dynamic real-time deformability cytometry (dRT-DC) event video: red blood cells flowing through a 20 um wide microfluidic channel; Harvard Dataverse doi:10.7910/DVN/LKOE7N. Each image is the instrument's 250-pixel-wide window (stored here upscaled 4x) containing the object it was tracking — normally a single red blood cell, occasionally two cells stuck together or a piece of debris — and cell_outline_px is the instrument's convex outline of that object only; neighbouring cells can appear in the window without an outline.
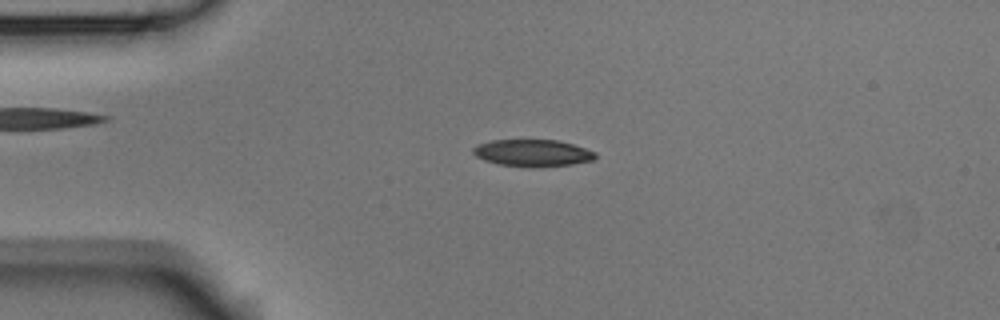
{"species": "Egyptian fruit bat (a non-hibernating species)", "species_latin": "Rousettus aegyptiacus", "temperature_condition": "room temperature", "stored_images_in_passage": 51, "camera_frame_rate_fps": 3000, "um_per_image_px": 0.085, "animal": {"sex": "male"}, "frame": {"image": 1, "passage_image": 10, "time_ms": 3.0, "image_size_px": [1000, 320], "cell_outline_px": [[596, 156], [592, 160], [572, 164], [500, 164], [484, 160], [476, 156], [472, 152], [472, 148], [476, 144], [492, 140], [560, 140], [596, 152]], "centroid_in_image_um": [45.23, 12.94], "position_along_channel_um": 39.8, "area_um2": 18.21}}
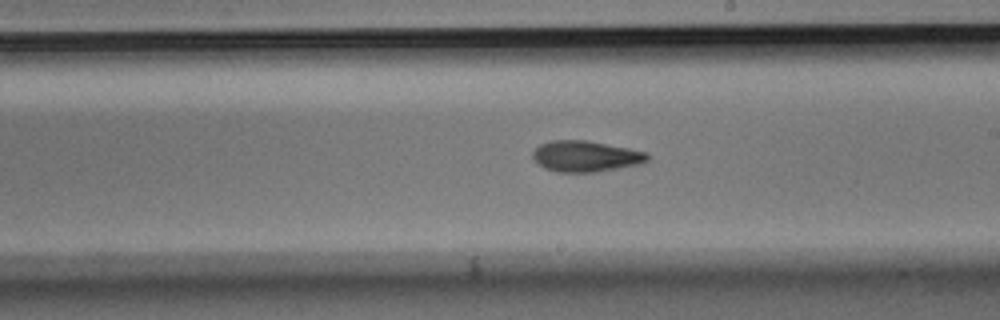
{"frame": {"image": 2, "passage_image": 28, "time_ms": 9.0, "image_size_px": [1000, 320], "cell_outline_px": [[652, 156], [648, 160], [640, 164], [596, 172], [556, 172], [544, 168], [532, 156], [532, 152], [540, 144], [552, 140], [588, 140], [648, 152]], "centroid_in_image_um": [49.82, 13.28], "position_along_channel_um": 239.2, "area_um2": 20.81}}
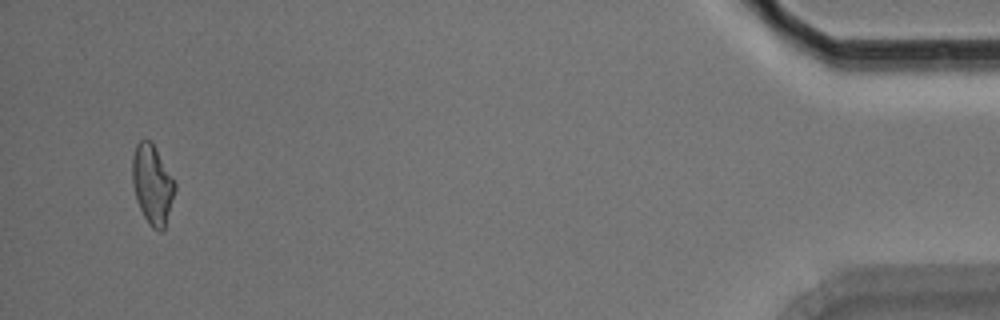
{"frame": {"image": 3, "passage_image": 49, "time_ms": 16.0, "image_size_px": [1000, 320], "cell_outline_px": [[176, 188], [164, 228], [160, 232], [152, 228], [148, 224], [136, 200], [132, 184], [132, 156], [136, 144], [140, 140], [152, 140], [176, 180]], "centroid_in_image_um": [12.95, 15.63], "position_along_channel_um": 422.2, "area_um2": 20.11}, "authors_computed_cell_mechanics": {"area_um2": 19.941, "velocity_mm_per_s": 3.7582, "shape_relaxation_time_tau1_ms": 3.4506, "shape_relaxation_time_tau2_ms": 4.7793, "deformation_change_tau1": 0.1362, "deformation_change_tau2": 0.1326}}